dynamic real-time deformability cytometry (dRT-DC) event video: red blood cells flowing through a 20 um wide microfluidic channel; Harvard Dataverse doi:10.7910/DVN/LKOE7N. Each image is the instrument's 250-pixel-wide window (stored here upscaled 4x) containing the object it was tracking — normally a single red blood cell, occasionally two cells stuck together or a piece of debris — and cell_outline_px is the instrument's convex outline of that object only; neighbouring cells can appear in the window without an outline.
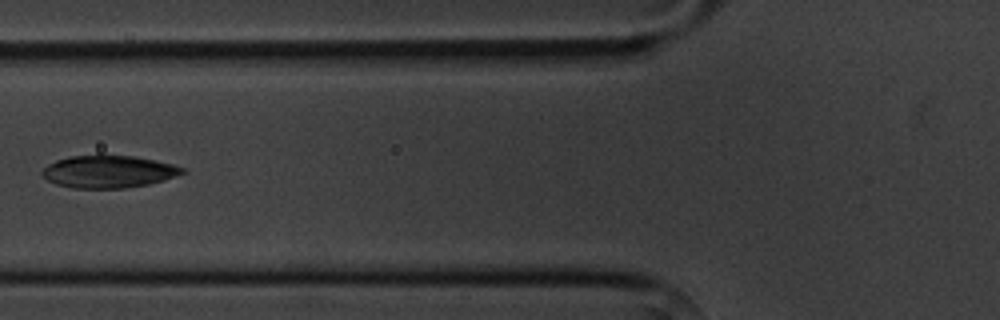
{"species": "common noctule bat (a hibernating species)", "species_latin": "Nyctalus noctula", "temperature_condition": "cold", "stored_images_in_passage": 5, "camera_frame_rate_fps": 3000, "um_per_image_px": 0.085, "animal": {"sex": "male", "body_mass_g": 20.1, "forearm_length_mm": 53.5}, "frame": {"image": 1, "passage_image": 5, "time_ms": 4.667, "image_size_px": [1000, 320], "cell_outline_px": [[188, 172], [164, 180], [148, 184], [124, 188], [72, 188], [56, 184], [48, 180], [40, 172], [48, 164], [56, 160], [68, 156], [96, 152], [100, 152], [132, 156], [172, 164], [184, 168]], "centroid_in_image_um": [9.19, 14.55], "position_along_channel_um": 116.6, "area_um2": 27.17}}